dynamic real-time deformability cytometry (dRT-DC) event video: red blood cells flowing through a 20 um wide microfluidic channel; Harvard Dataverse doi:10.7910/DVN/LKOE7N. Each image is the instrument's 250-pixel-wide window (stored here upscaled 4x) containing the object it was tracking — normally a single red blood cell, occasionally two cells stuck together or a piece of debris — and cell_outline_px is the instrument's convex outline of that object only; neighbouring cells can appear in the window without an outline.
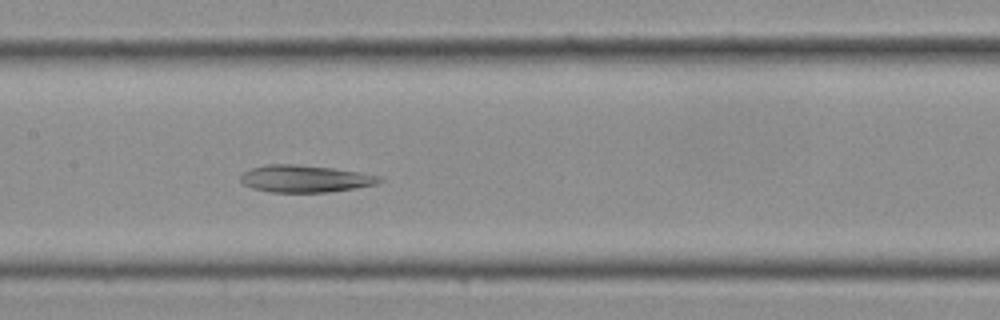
{"species": "Egyptian fruit bat (a non-hibernating species)", "species_latin": "Rousettus aegyptiacus", "temperature_condition": "cold", "stored_images_in_passage": 14, "camera_frame_rate_fps": 3000, "um_per_image_px": 0.085, "frame": {"image": 1, "passage_image": 14, "time_ms": 4.333, "image_size_px": [1000, 320], "cell_outline_px": [[384, 180], [376, 184], [328, 192], [272, 192], [252, 188], [244, 184], [240, 180], [240, 176], [244, 172], [252, 168], [268, 164], [296, 164], [332, 168], [380, 176]], "centroid_in_image_um": [25.9, 15.19], "position_along_channel_um": 181.5, "area_um2": 21.68}}